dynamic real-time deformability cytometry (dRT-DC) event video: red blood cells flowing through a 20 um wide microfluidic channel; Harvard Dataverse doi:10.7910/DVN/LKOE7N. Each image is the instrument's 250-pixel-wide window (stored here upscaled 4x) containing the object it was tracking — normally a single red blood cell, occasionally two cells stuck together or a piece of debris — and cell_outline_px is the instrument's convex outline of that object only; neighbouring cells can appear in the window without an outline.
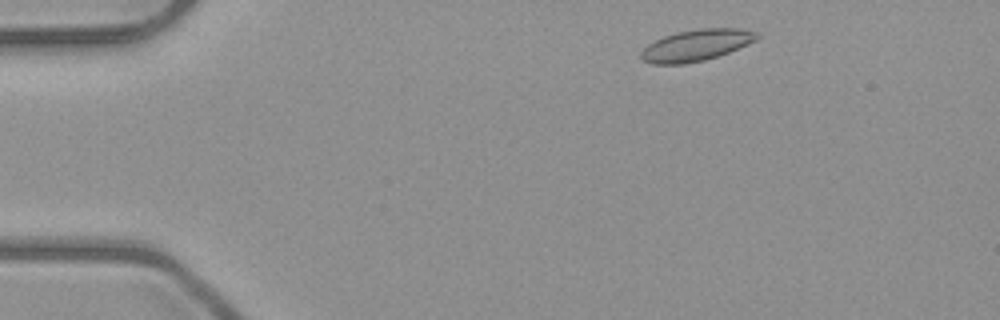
{"species": "common noctule bat (a hibernating species)", "species_latin": "Nyctalus noctula", "temperature_condition": "room temperature", "stored_images_in_passage": 3, "camera_frame_rate_fps": 3000, "um_per_image_px": 0.085, "animal": {"sex": "male", "body_mass_g": 23.1, "forearm_length_mm": 52.7}, "frame": {"image": 1, "passage_image": 1, "time_ms": 0.0, "image_size_px": [1000, 320], "cell_outline_px": [[760, 36], [756, 40], [748, 44], [728, 52], [704, 60], [684, 64], [652, 64], [644, 60], [640, 56], [640, 52], [648, 44], [664, 36], [676, 32], [700, 28], [740, 28], [756, 32]], "centroid_in_image_um": [59.18, 3.84], "position_along_channel_um": 25.8, "area_um2": 21.1}}